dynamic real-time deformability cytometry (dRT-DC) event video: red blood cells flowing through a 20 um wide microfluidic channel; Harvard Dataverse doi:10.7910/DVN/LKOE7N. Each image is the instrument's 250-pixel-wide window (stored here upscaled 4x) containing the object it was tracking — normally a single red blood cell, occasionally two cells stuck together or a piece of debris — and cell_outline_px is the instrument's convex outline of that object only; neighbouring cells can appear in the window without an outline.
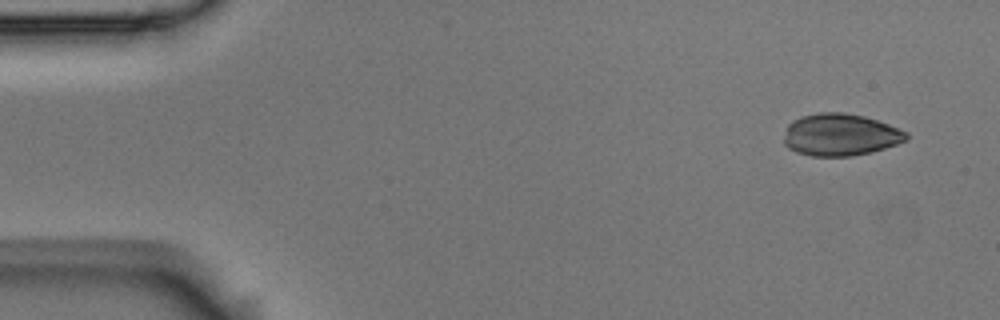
{"species": "Egyptian fruit bat (a non-hibernating species)", "species_latin": "Rousettus aegyptiacus", "temperature_condition": "room temperature", "stored_images_in_passage": 6, "camera_frame_rate_fps": 3000, "um_per_image_px": 0.085, "animal": {"sex": "male"}, "frame": {"image": 1, "passage_image": 1, "time_ms": 0.0, "image_size_px": [1000, 320], "cell_outline_px": [[908, 140], [872, 152], [848, 156], [812, 156], [796, 152], [788, 148], [784, 144], [784, 136], [788, 124], [792, 120], [800, 116], [820, 112], [844, 112], [864, 116], [888, 124], [908, 132]], "centroid_in_image_um": [71.41, 11.45], "position_along_channel_um": 13.6, "area_um2": 30.17}}
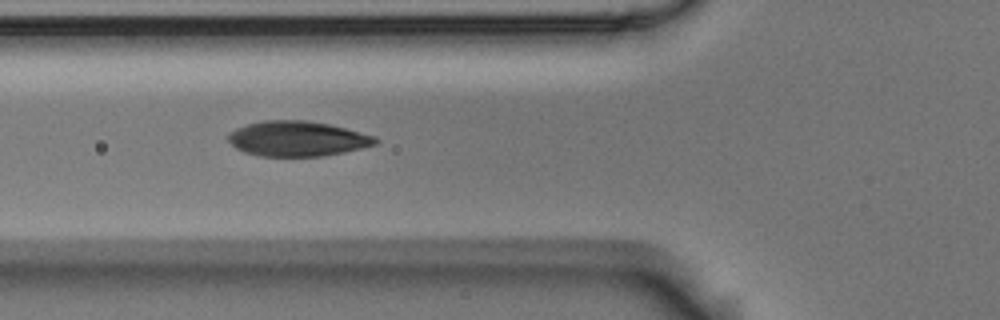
{"frame": {"image": 2, "passage_image": 5, "time_ms": 1.333, "image_size_px": [1000, 320], "cell_outline_px": [[380, 140], [376, 144], [344, 152], [324, 156], [260, 156], [244, 152], [236, 148], [228, 140], [228, 132], [236, 128], [248, 124], [264, 120], [308, 120], [328, 124], [376, 136]], "centroid_in_image_um": [25.27, 11.79], "position_along_channel_um": 100.5, "area_um2": 30.11}}
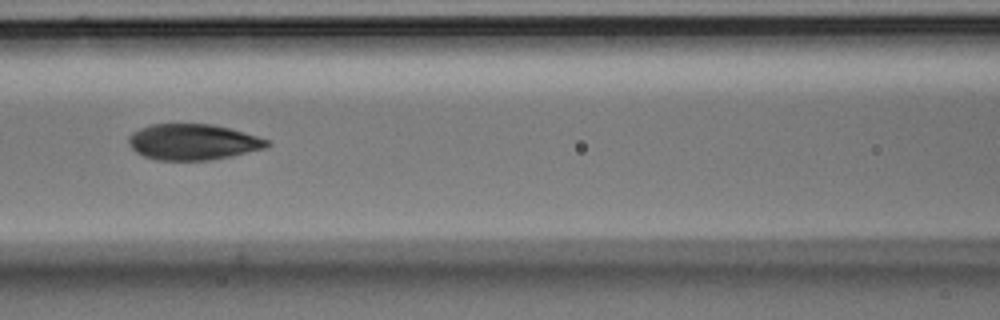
{"frame": {"image": 3, "passage_image": 6, "time_ms": 1.667, "image_size_px": [1000, 320], "cell_outline_px": [[272, 144], [264, 148], [232, 156], [208, 160], [156, 160], [144, 156], [136, 152], [128, 144], [128, 136], [132, 132], [148, 124], [212, 124], [228, 128], [256, 136], [268, 140]], "centroid_in_image_um": [16.35, 12.07], "position_along_channel_um": 150.2, "area_um2": 28.9}}